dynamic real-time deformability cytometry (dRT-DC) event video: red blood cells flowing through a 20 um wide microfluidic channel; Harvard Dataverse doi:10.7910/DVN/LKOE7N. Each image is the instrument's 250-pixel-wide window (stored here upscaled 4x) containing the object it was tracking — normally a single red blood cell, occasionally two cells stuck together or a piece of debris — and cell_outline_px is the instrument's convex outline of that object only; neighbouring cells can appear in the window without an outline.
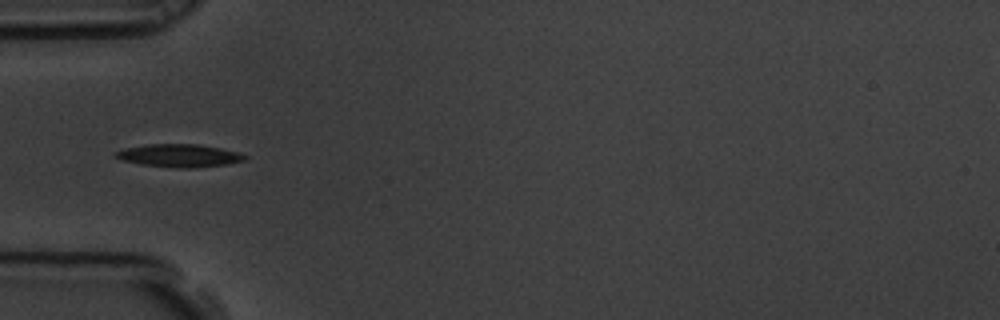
{"species": "common noctule bat (a hibernating species)", "species_latin": "Nyctalus noctula", "temperature_condition": "room temperature", "stored_images_in_passage": 7, "camera_frame_rate_fps": 3000, "um_per_image_px": 0.085, "animal": {"sex": "male", "body_mass_g": 19.5, "forearm_length_mm": 54.6}, "frame": {"image": 1, "passage_image": 5, "time_ms": 1.333, "image_size_px": [1000, 320], "cell_outline_px": [[248, 156], [244, 160], [228, 164], [196, 168], [176, 168], [140, 164], [124, 160], [112, 156], [116, 152], [128, 148], [148, 144], [196, 144], [220, 148], [236, 152]], "centroid_in_image_um": [15.25, 13.23], "position_along_channel_um": 69.7, "area_um2": 17.05}}
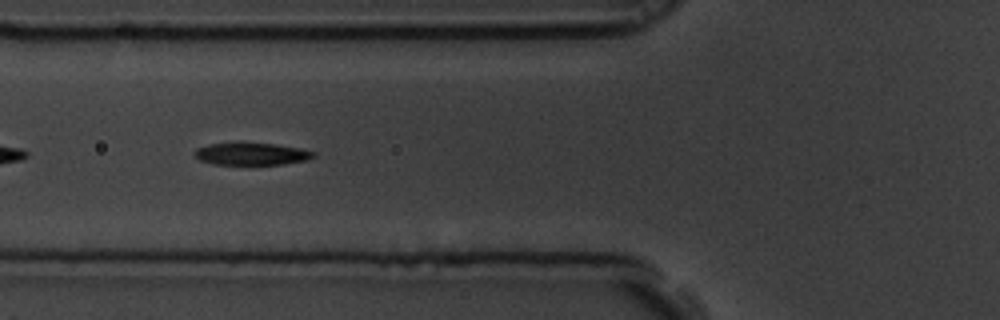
{"frame": {"image": 2, "passage_image": 6, "time_ms": 1.667, "image_size_px": [1000, 320], "cell_outline_px": [[316, 156], [308, 160], [284, 164], [212, 164], [200, 160], [192, 156], [192, 152], [196, 148], [208, 144], [276, 144], [300, 148], [316, 152]], "centroid_in_image_um": [21.38, 13.1], "position_along_channel_um": 104.4, "area_um2": 15.32}}
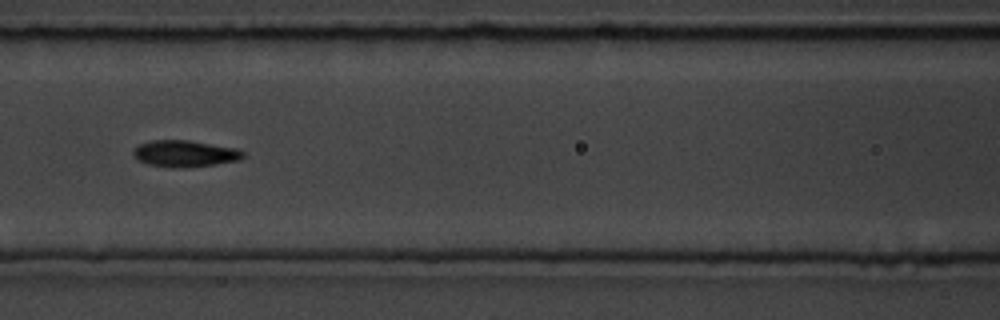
{"frame": {"image": 3, "passage_image": 7, "time_ms": 2.0, "image_size_px": [1000, 320], "cell_outline_px": [[248, 156], [240, 160], [216, 164], [184, 168], [176, 168], [148, 164], [140, 160], [132, 152], [140, 144], [152, 140], [188, 140], [236, 148], [244, 152]], "centroid_in_image_um": [15.79, 13.06], "position_along_channel_um": 150.8, "area_um2": 16.94}}